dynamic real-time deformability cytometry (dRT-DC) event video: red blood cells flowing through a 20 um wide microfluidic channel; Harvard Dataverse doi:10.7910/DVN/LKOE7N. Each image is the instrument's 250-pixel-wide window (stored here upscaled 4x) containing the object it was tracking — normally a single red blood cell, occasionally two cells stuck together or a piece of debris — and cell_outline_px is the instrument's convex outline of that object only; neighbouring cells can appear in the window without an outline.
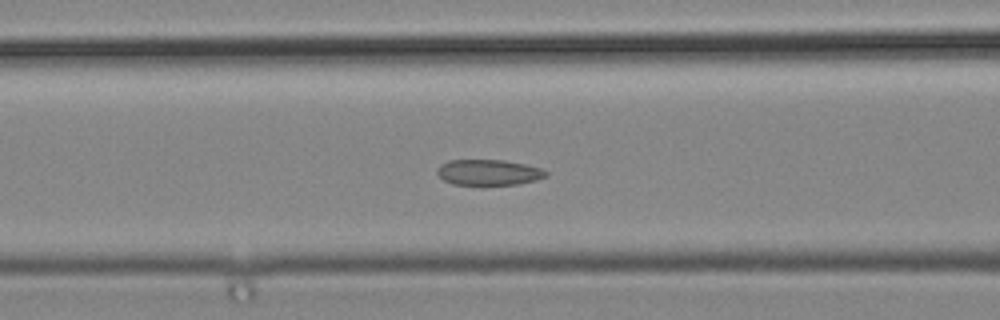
{"species": "common noctule bat (a hibernating species)", "species_latin": "Nyctalus noctula", "temperature_condition": "cold", "stored_images_in_passage": 36, "camera_frame_rate_fps": 3000, "um_per_image_px": 0.085, "animal": {"sex": "male", "body_mass_g": 19.2, "forearm_length_mm": 51.8}, "frame": {"image": 1, "passage_image": 6, "time_ms": 1.667, "image_size_px": [1000, 320], "cell_outline_px": [[548, 176], [536, 180], [516, 184], [480, 188], [452, 184], [444, 180], [436, 172], [436, 168], [440, 164], [448, 160], [500, 160], [524, 164], [540, 168], [548, 172]], "centroid_in_image_um": [41.48, 14.7], "position_along_channel_um": 125.1, "area_um2": 17.05}}
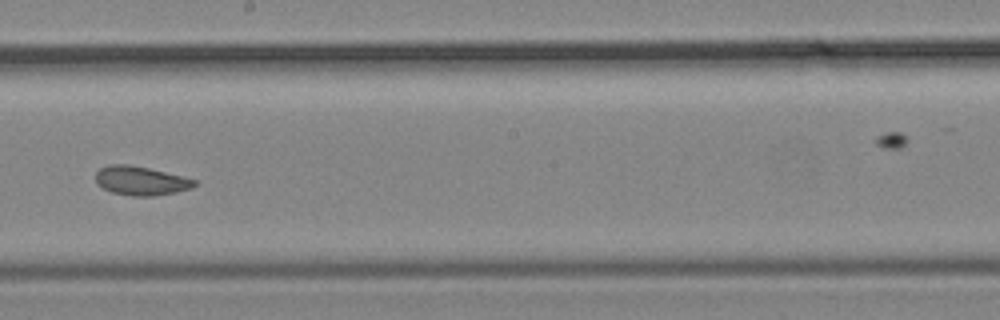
{"frame": {"image": 2, "passage_image": 14, "time_ms": 4.333, "image_size_px": [1000, 320], "cell_outline_px": [[196, 184], [192, 188], [176, 192], [152, 196], [132, 196], [112, 192], [96, 184], [96, 172], [100, 168], [108, 164], [128, 164], [148, 168], [196, 180]], "centroid_in_image_um": [11.93, 15.36], "position_along_channel_um": 236.3, "area_um2": 16.53}}
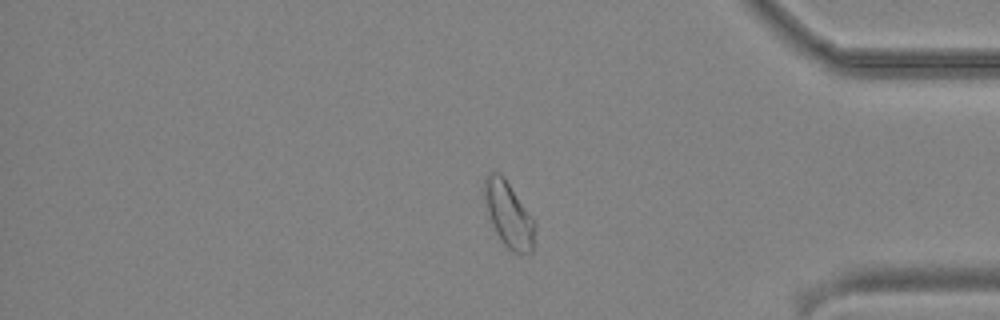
{"frame": {"image": 3, "passage_image": 27, "time_ms": 8.667, "image_size_px": [1000, 320], "cell_outline_px": [[536, 224], [532, 252], [520, 256], [512, 252], [504, 244], [496, 232], [492, 224], [484, 200], [484, 176], [488, 172], [500, 172], [504, 176]], "centroid_in_image_um": [43.23, 18.24], "position_along_channel_um": 392.0, "area_um2": 19.31}}